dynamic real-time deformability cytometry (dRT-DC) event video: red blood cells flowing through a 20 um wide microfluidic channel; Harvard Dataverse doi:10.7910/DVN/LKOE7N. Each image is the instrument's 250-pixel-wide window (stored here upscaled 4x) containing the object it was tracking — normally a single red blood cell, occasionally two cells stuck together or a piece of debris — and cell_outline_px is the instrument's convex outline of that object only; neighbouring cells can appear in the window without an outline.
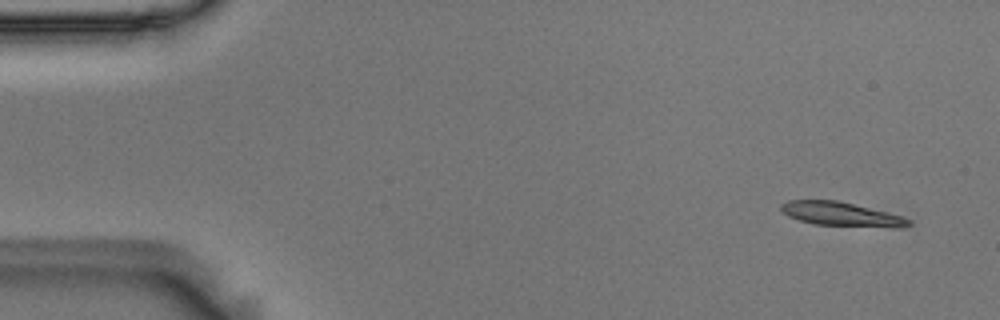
{"species": "Egyptian fruit bat (a non-hibernating species)", "species_latin": "Rousettus aegyptiacus", "temperature_condition": "room temperature", "stored_images_in_passage": 52, "camera_frame_rate_fps": 3000, "um_per_image_px": 0.085, "animal": {"sex": "male"}, "frame": {"image": 1, "passage_image": 1, "time_ms": 0.0, "image_size_px": [1000, 320], "cell_outline_px": [[912, 224], [904, 228], [892, 228], [812, 224], [788, 216], [780, 208], [780, 204], [788, 200], [836, 200], [904, 216], [912, 220]], "centroid_in_image_um": [71.58, 18.22], "position_along_channel_um": 13.4, "area_um2": 18.03}}
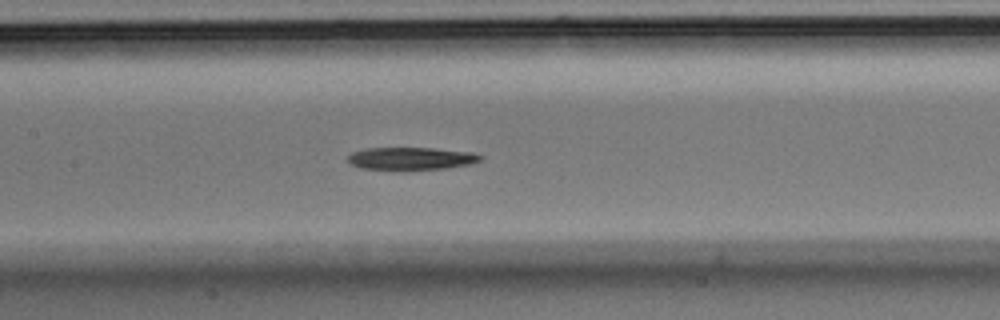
{"frame": {"image": 2, "passage_image": 23, "time_ms": 7.333, "image_size_px": [1000, 320], "cell_outline_px": [[484, 156], [480, 160], [468, 164], [444, 168], [400, 172], [360, 168], [348, 164], [348, 156], [352, 152], [368, 148], [436, 148], [472, 152]], "centroid_in_image_um": [34.88, 13.5], "position_along_channel_um": 172.5, "area_um2": 18.09}}
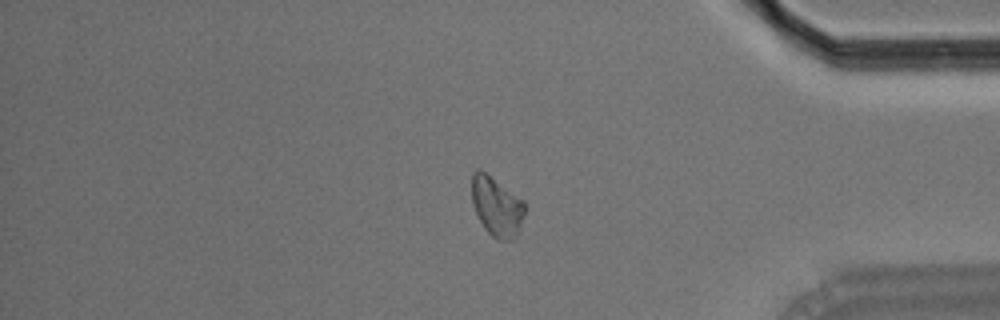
{"frame": {"image": 3, "passage_image": 43, "time_ms": 14.0, "image_size_px": [1000, 320], "cell_outline_px": [[524, 212], [516, 236], [512, 240], [496, 240], [484, 228], [472, 204], [472, 172], [476, 168], [480, 168], [524, 200]], "centroid_in_image_um": [42.19, 17.52], "position_along_channel_um": 393.0, "area_um2": 18.32}}